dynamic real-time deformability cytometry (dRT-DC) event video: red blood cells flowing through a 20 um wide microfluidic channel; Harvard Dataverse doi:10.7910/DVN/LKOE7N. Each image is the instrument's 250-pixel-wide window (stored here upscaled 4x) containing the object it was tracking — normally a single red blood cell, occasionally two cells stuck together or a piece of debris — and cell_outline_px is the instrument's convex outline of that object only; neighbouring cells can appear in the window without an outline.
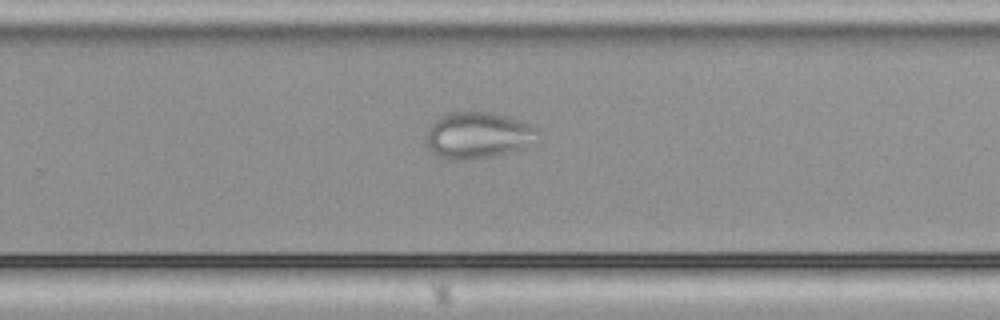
{"species": "common noctule bat (a hibernating species)", "species_latin": "Nyctalus noctula", "temperature_condition": "cold", "stored_images_in_passage": 32, "camera_frame_rate_fps": 3000, "um_per_image_px": 0.085, "animal": {"sex": "male", "body_mass_g": 21.5, "forearm_length_mm": 52.0}, "frame": {"image": 1, "passage_image": 19, "time_ms": 6.0, "image_size_px": [1000, 320], "cell_outline_px": [[540, 132], [520, 148], [496, 156], [468, 160], [448, 160], [432, 152], [428, 148], [428, 128], [440, 116], [452, 112], [492, 112], [508, 116], [536, 124], [540, 128]], "centroid_in_image_um": [40.64, 11.48], "position_along_channel_um": 289.2, "area_um2": 30.11}}
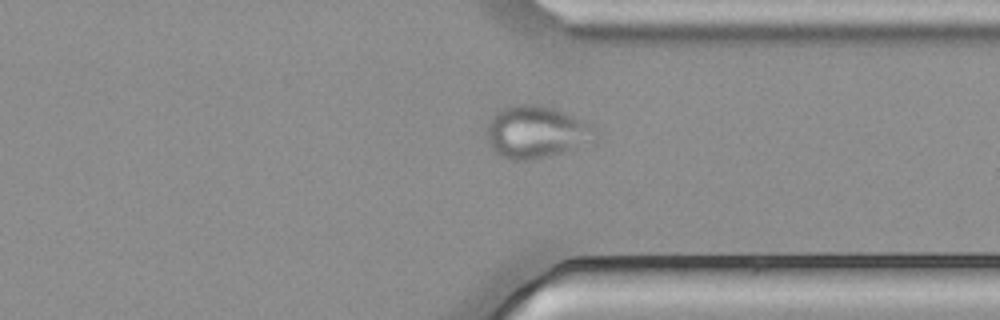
{"frame": {"image": 2, "passage_image": 25, "time_ms": 8.0, "image_size_px": [1000, 320], "cell_outline_px": [[596, 136], [564, 152], [528, 160], [516, 160], [500, 156], [492, 148], [488, 140], [488, 124], [496, 112], [504, 108], [516, 104], [540, 104], [564, 112], [588, 124], [596, 132]], "centroid_in_image_um": [45.51, 11.21], "position_along_channel_um": 365.9, "area_um2": 31.96}}
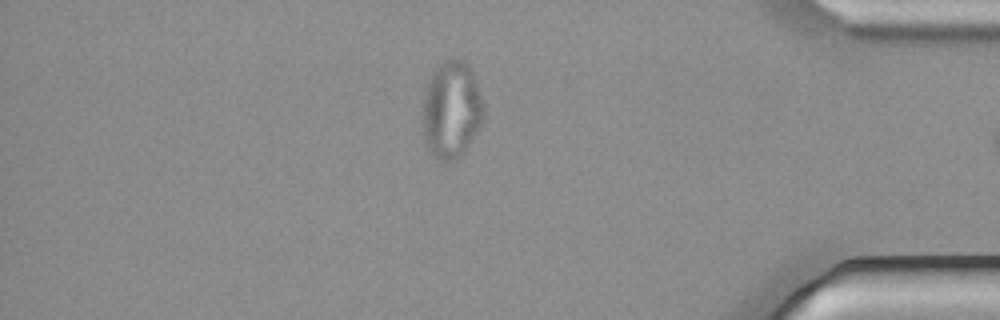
{"frame": {"image": 3, "passage_image": 30, "time_ms": 9.667, "image_size_px": [1000, 320], "cell_outline_px": [[484, 120], [480, 128], [464, 152], [456, 160], [440, 160], [428, 152], [424, 144], [424, 96], [428, 80], [432, 72], [444, 60], [464, 60], [468, 64], [472, 72], [484, 108]], "centroid_in_image_um": [38.38, 9.37], "position_along_channel_um": 396.8, "area_um2": 34.39}}